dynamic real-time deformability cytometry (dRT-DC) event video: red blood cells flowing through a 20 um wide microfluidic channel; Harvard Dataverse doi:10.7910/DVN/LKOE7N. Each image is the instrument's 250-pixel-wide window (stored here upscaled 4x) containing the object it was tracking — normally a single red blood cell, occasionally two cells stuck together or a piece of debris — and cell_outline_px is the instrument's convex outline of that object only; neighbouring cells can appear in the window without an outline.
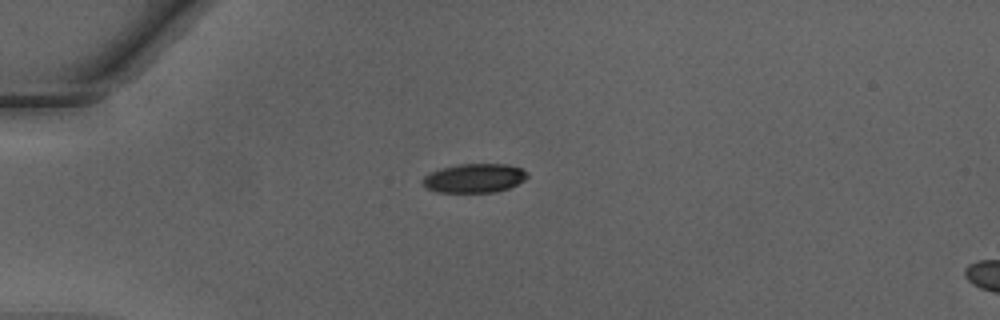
{"species": "Egyptian fruit bat (a non-hibernating species)", "species_latin": "Rousettus aegyptiacus", "temperature_condition": "warm", "stored_images_in_passage": 31, "camera_frame_rate_fps": 3000, "um_per_image_px": 0.085, "animal": {"sex": "male"}, "frame": {"image": 1, "passage_image": 1, "time_ms": 0.0, "image_size_px": [1000, 320], "cell_outline_px": [[528, 176], [524, 180], [508, 188], [496, 192], [436, 192], [428, 188], [420, 180], [424, 176], [440, 168], [456, 164], [508, 164], [520, 168], [528, 172]], "centroid_in_image_um": [40.31, 15.13], "position_along_channel_um": 44.7, "area_um2": 17.69}}
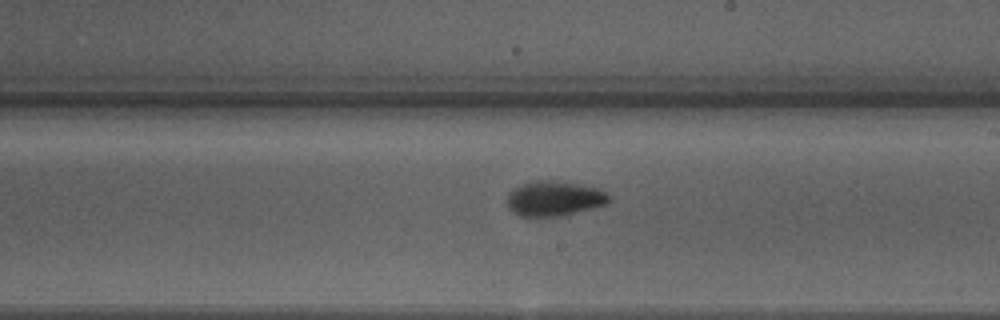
{"frame": {"image": 2, "passage_image": 17, "time_ms": 5.333, "image_size_px": [1000, 320], "cell_outline_px": [[608, 200], [604, 204], [564, 216], [520, 216], [508, 208], [508, 192], [512, 188], [536, 180], [552, 180], [576, 184], [596, 188], [604, 192], [608, 196]], "centroid_in_image_um": [47.04, 16.88], "position_along_channel_um": 242.0, "area_um2": 20.35}}
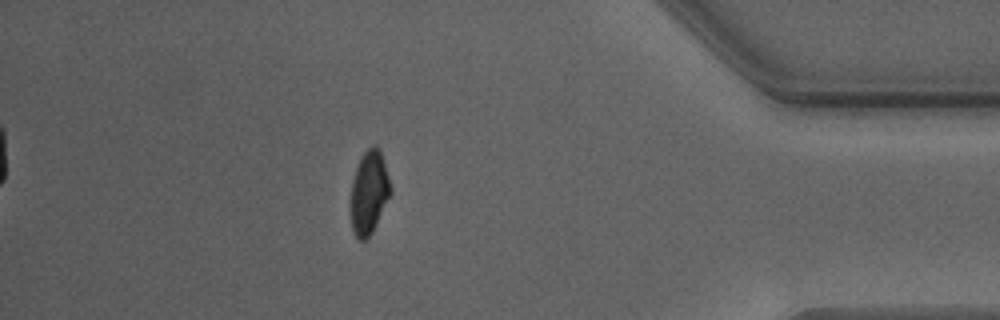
{"frame": {"image": 3, "passage_image": 31, "time_ms": 10.0, "image_size_px": [1000, 320], "cell_outline_px": [[392, 192], [372, 232], [364, 240], [360, 240], [356, 236], [352, 228], [352, 180], [360, 156], [372, 144], [376, 144], [380, 148], [392, 188]], "centroid_in_image_um": [31.4, 16.28], "position_along_channel_um": 403.8, "area_um2": 19.13}, "authors_computed_cell_mechanics": {"area_um2": 19.941, "velocity_mm_per_s": 4.2729, "shape_relaxation_time_tau1_ms": 2.7856, "shape_relaxation_time_tau2_ms": 1.9813, "deformation_change_tau1": 0.1465, "deformation_change_tau2": 0.0582}}